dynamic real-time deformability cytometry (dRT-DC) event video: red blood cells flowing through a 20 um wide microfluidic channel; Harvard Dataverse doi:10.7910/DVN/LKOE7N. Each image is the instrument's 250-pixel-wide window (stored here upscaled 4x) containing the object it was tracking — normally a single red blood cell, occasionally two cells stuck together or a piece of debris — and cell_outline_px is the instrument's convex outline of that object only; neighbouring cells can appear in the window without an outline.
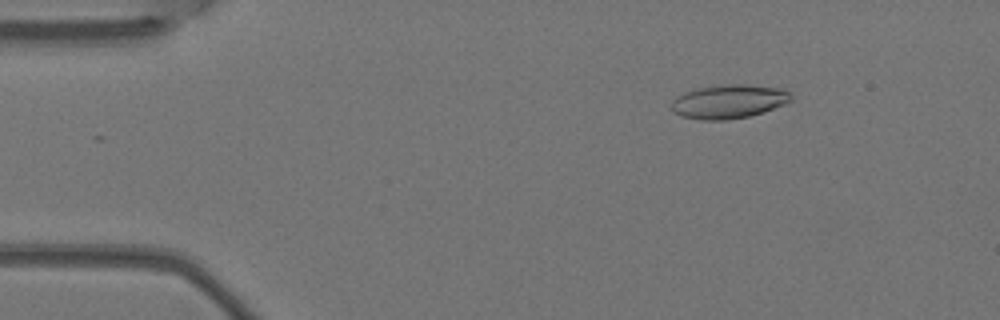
{"species": "Egyptian fruit bat (a non-hibernating species)", "species_latin": "Rousettus aegyptiacus", "temperature_condition": "warm", "stored_images_in_passage": 4, "camera_frame_rate_fps": 3000, "um_per_image_px": 0.085, "animal": {"sex": "female"}, "frame": {"image": 1, "passage_image": 2, "time_ms": 0.333, "image_size_px": [1000, 320], "cell_outline_px": [[792, 100], [788, 104], [764, 112], [748, 116], [728, 120], [700, 120], [680, 116], [672, 112], [672, 100], [676, 96], [684, 92], [700, 88], [728, 84], [744, 84], [784, 88], [792, 92]], "centroid_in_image_um": [62.0, 8.63], "position_along_channel_um": 23.0, "area_um2": 23.99}}